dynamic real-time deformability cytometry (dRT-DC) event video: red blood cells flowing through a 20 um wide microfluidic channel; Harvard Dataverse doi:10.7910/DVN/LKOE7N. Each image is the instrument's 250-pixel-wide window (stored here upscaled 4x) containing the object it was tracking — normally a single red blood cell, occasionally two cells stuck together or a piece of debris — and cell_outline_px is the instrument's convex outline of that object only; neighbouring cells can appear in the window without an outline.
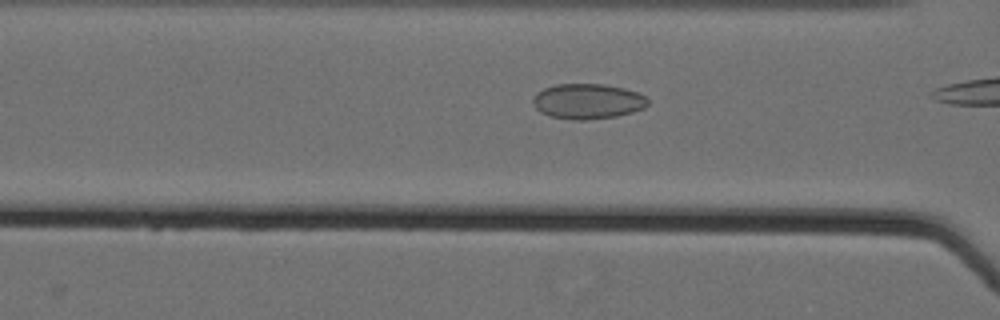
{"species": "Egyptian fruit bat (a non-hibernating species)", "species_latin": "Rousettus aegyptiacus", "temperature_condition": "cold", "stored_images_in_passage": 9, "camera_frame_rate_fps": 3000, "um_per_image_px": 0.085, "animal": {"sex": "female"}, "frame": {"image": 1, "passage_image": 8, "time_ms": 2.333, "image_size_px": [1000, 320], "cell_outline_px": [[648, 104], [644, 108], [632, 112], [616, 116], [584, 120], [576, 120], [552, 116], [540, 112], [532, 104], [532, 100], [536, 92], [544, 88], [556, 84], [604, 84], [624, 88], [636, 92], [644, 96], [648, 100]], "centroid_in_image_um": [49.93, 8.6], "position_along_channel_um": 116.7, "area_um2": 23.52}}